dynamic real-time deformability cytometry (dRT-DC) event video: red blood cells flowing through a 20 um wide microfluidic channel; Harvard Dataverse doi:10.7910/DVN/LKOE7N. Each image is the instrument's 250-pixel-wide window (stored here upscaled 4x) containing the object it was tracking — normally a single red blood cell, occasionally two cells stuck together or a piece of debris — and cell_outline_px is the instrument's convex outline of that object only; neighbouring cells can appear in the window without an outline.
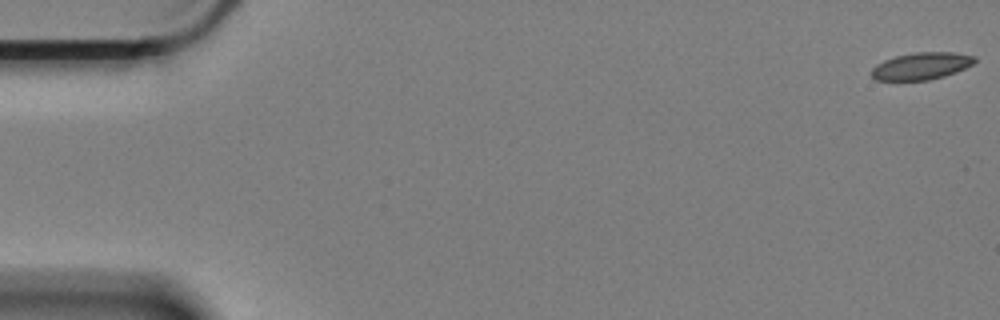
{"species": "Egyptian fruit bat (a non-hibernating species)", "species_latin": "Rousettus aegyptiacus", "temperature_condition": "cold", "stored_images_in_passage": 10, "camera_frame_rate_fps": 3000, "um_per_image_px": 0.085, "animal": {"sex": "female"}, "frame": {"image": 1, "passage_image": 1, "time_ms": 0.0, "image_size_px": [1000, 320], "cell_outline_px": [[976, 60], [972, 64], [956, 72], [944, 76], [928, 80], [876, 80], [872, 76], [872, 68], [876, 64], [884, 60], [896, 56], [916, 52], [952, 52], [976, 56]], "centroid_in_image_um": [78.32, 5.6], "position_along_channel_um": 6.7, "area_um2": 16.18}}